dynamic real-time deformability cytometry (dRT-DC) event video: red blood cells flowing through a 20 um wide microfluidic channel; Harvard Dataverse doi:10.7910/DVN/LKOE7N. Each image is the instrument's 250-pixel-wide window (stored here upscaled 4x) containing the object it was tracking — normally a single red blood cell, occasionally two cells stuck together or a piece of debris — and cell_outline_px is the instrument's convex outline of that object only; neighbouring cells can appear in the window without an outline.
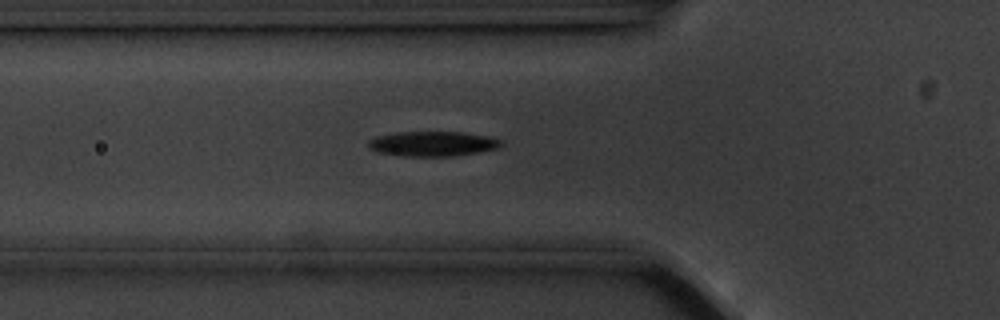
{"species": "common noctule bat (a hibernating species)", "species_latin": "Nyctalus noctula", "temperature_condition": "cold", "stored_images_in_passage": 49, "camera_frame_rate_fps": 3000, "um_per_image_px": 0.085, "animal": {"sex": "male", "body_mass_g": 20.1, "forearm_length_mm": 53.5}, "frame": {"image": 1, "passage_image": 19, "time_ms": 6.0, "image_size_px": [1000, 320], "cell_outline_px": [[504, 144], [496, 148], [480, 152], [452, 156], [400, 156], [376, 152], [368, 148], [368, 140], [376, 136], [400, 132], [460, 132], [492, 136], [500, 140]], "centroid_in_image_um": [36.76, 12.22], "position_along_channel_um": 89.0, "area_um2": 19.42}}
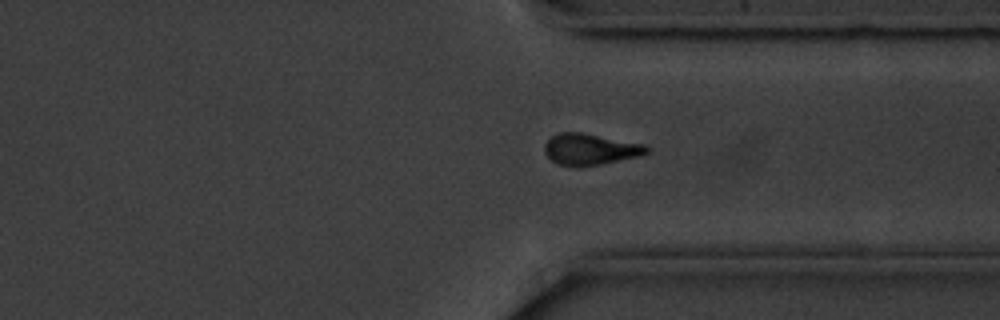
{"frame": {"image": 2, "passage_image": 42, "time_ms": 13.667, "image_size_px": [1000, 320], "cell_outline_px": [[652, 148], [648, 152], [640, 156], [580, 168], [576, 168], [556, 164], [544, 152], [544, 144], [552, 136], [560, 132], [580, 132], [644, 144]], "centroid_in_image_um": [50.16, 12.71], "position_along_channel_um": 361.2, "area_um2": 18.84}}
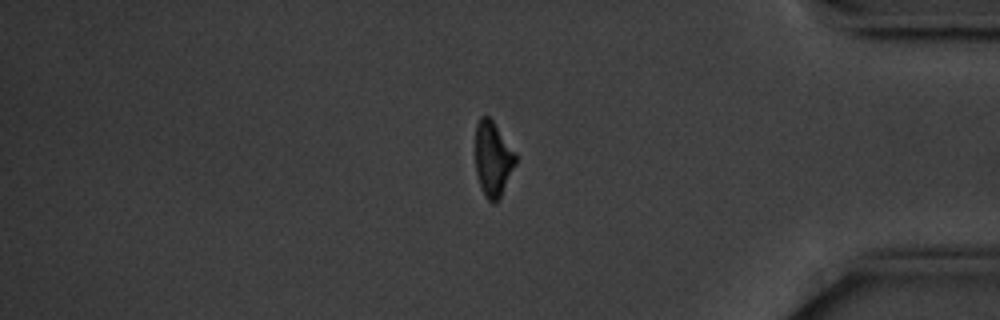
{"frame": {"image": 3, "passage_image": 47, "time_ms": 15.333, "image_size_px": [1000, 320], "cell_outline_px": [[516, 164], [500, 196], [492, 204], [488, 200], [480, 184], [476, 172], [476, 124], [480, 116], [488, 116], [492, 120], [516, 152]], "centroid_in_image_um": [41.9, 13.47], "position_along_channel_um": 393.3, "area_um2": 17.28}}